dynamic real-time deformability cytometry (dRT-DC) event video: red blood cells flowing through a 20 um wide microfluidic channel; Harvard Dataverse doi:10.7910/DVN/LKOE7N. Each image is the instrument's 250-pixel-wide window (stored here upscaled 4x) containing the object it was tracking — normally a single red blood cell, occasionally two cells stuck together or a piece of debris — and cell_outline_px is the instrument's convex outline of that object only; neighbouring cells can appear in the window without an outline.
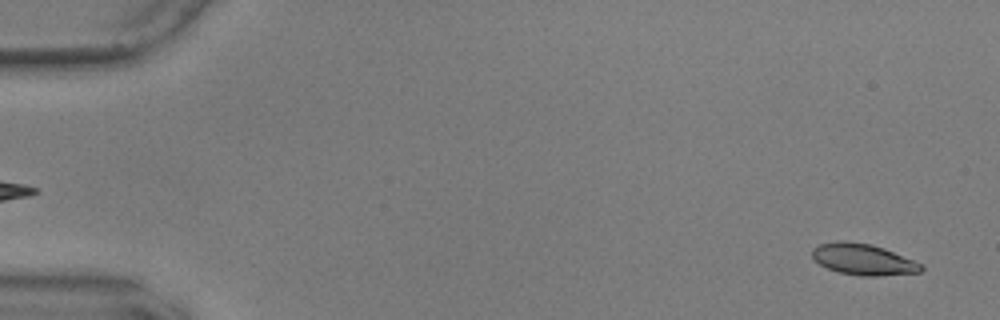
{"species": "common noctule bat (a hibernating species)", "species_latin": "Nyctalus noctula", "temperature_condition": "warm", "stored_images_in_passage": 56, "camera_frame_rate_fps": 3000, "um_per_image_px": 0.085, "animal": {"sex": "male", "body_mass_g": 17.9, "forearm_length_mm": 54.2}, "frame": {"image": 1, "passage_image": 2, "time_ms": 0.333, "image_size_px": [1000, 320], "cell_outline_px": [[924, 268], [920, 272], [876, 276], [860, 276], [840, 272], [828, 268], [820, 264], [812, 256], [812, 248], [820, 244], [836, 240], [844, 240], [872, 244], [884, 248], [924, 264]], "centroid_in_image_um": [73.39, 22.03], "position_along_channel_um": 11.6, "area_um2": 19.88}}
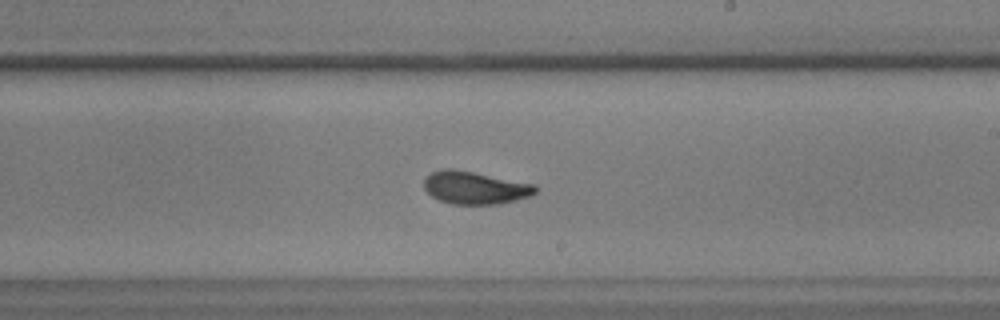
{"frame": {"image": 2, "passage_image": 33, "time_ms": 10.667, "image_size_px": [1000, 320], "cell_outline_px": [[536, 192], [528, 196], [516, 200], [500, 204], [452, 204], [440, 200], [432, 196], [424, 188], [424, 176], [440, 168], [452, 168], [536, 184]], "centroid_in_image_um": [40.34, 15.94], "position_along_channel_um": 248.7, "area_um2": 21.27}}
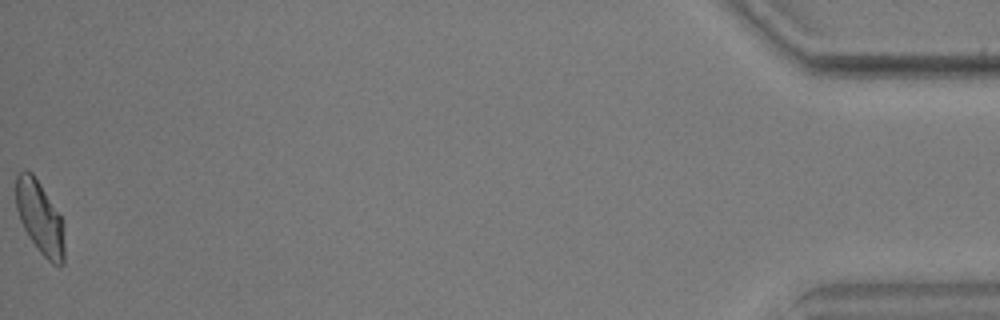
{"frame": {"image": 3, "passage_image": 56, "time_ms": 18.333, "image_size_px": [1000, 320], "cell_outline_px": [[64, 264], [52, 264], [40, 252], [28, 236], [20, 220], [16, 208], [16, 176], [24, 168], [28, 168], [32, 172], [64, 220]], "centroid_in_image_um": [3.4, 18.48], "position_along_channel_um": 431.8, "area_um2": 20.75}, "authors_computed_cell_mechanics": {"area_um2": 20.6346, "velocity_mm_per_s": 3.5991, "shape_relaxation_time_tau1_ms": 4.5331, "shape_relaxation_time_tau2_ms": 1.6407, "deformation_change_tau1": 0.1478, "deformation_change_tau2": 0.0689}}